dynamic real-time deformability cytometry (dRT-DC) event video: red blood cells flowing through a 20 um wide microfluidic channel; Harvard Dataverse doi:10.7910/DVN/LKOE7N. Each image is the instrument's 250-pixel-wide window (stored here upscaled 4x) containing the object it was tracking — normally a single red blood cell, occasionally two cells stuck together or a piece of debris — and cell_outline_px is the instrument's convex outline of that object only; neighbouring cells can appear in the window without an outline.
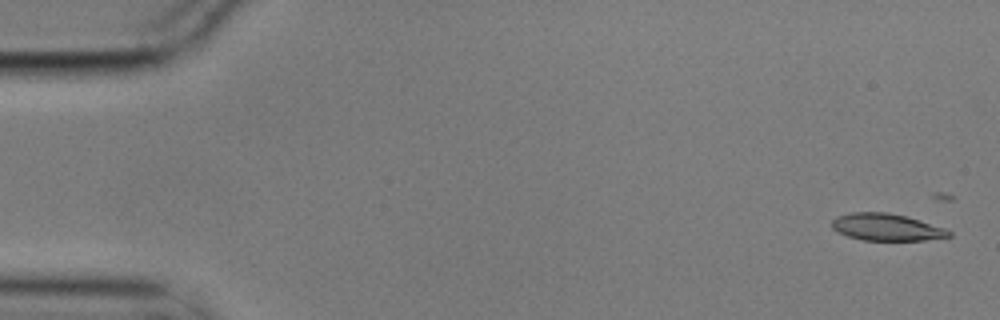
{"species": "common noctule bat (a hibernating species)", "species_latin": "Nyctalus noctula", "temperature_condition": "cold", "stored_images_in_passage": 5, "camera_frame_rate_fps": 3000, "um_per_image_px": 0.085, "animal": {"sex": "male", "body_mass_g": 17.9}, "frame": {"image": 1, "passage_image": 1, "time_ms": 0.0, "image_size_px": [1000, 320], "cell_outline_px": [[952, 236], [924, 240], [864, 240], [848, 236], [832, 228], [832, 220], [836, 216], [852, 212], [888, 212], [920, 220], [944, 228], [952, 232]], "centroid_in_image_um": [75.35, 19.3], "position_along_channel_um": 9.6, "area_um2": 18.26}}